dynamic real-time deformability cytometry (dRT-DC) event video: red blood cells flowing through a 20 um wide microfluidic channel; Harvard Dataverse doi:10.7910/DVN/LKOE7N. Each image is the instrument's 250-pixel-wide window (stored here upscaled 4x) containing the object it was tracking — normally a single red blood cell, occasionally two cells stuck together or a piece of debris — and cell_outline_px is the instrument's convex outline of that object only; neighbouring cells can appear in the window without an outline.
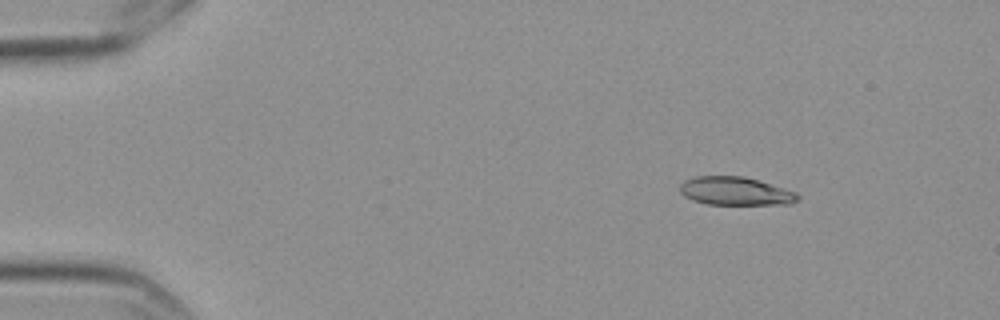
{"species": "Egyptian fruit bat (a non-hibernating species)", "species_latin": "Rousettus aegyptiacus", "temperature_condition": "cold", "stored_images_in_passage": 51, "camera_frame_rate_fps": 3000, "um_per_image_px": 0.085, "frame": {"image": 1, "passage_image": 1, "time_ms": 0.0, "image_size_px": [1000, 320], "cell_outline_px": [[800, 200], [792, 204], [708, 204], [692, 200], [684, 196], [680, 192], [680, 184], [684, 180], [696, 176], [744, 176], [784, 188], [796, 192], [800, 196]], "centroid_in_image_um": [62.52, 16.24], "position_along_channel_um": 22.5, "area_um2": 19.48}}
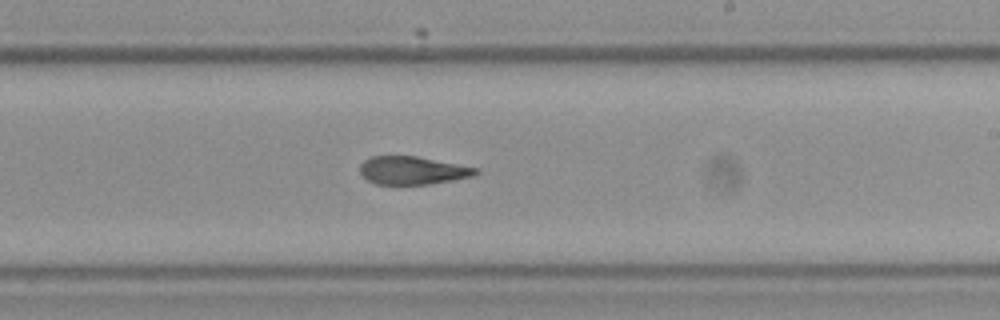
{"frame": {"image": 2, "passage_image": 28, "time_ms": 9.0, "image_size_px": [1000, 320], "cell_outline_px": [[480, 172], [472, 176], [452, 180], [428, 184], [376, 184], [368, 180], [360, 172], [360, 164], [364, 160], [372, 156], [416, 156], [480, 168]], "centroid_in_image_um": [35.08, 14.48], "position_along_channel_um": 253.9, "area_um2": 18.84}}
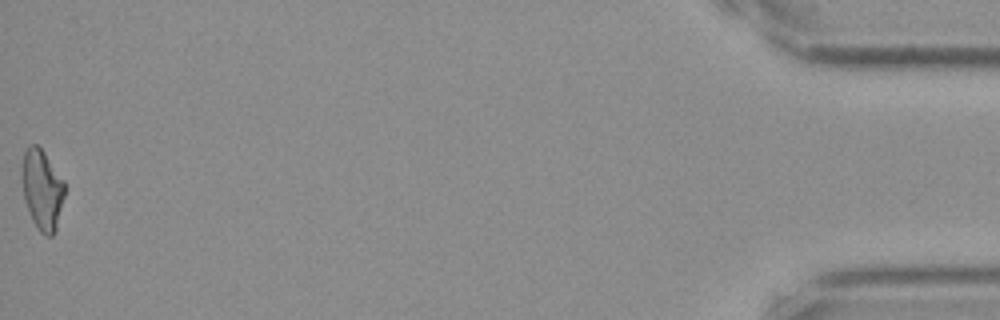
{"frame": {"image": 3, "passage_image": 51, "time_ms": 16.667, "image_size_px": [1000, 320], "cell_outline_px": [[64, 196], [56, 232], [52, 236], [44, 236], [36, 228], [32, 220], [24, 200], [24, 152], [32, 144], [36, 144], [44, 152], [64, 180]], "centroid_in_image_um": [3.62, 16.19], "position_along_channel_um": 431.6, "area_um2": 19.54}, "authors_computed_cell_mechanics": {"area_um2": 19.8832, "velocity_mm_per_s": 3.5354, "shape_relaxation_time_tau1_ms": null, "shape_relaxation_time_tau2_ms": 3.8975, "deformation_change_tau1": null, "deformation_change_tau2": 0.1291}}